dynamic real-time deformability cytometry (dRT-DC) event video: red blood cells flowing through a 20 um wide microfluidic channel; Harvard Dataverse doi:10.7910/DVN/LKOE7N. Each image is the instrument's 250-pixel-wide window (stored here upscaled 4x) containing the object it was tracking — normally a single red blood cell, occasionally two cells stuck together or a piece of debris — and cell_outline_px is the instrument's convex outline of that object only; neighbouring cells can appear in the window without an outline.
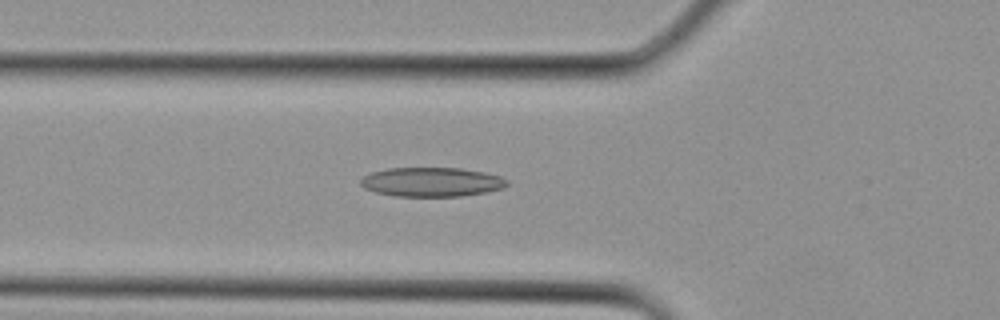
{"species": "Egyptian fruit bat (a non-hibernating species)", "species_latin": "Rousettus aegyptiacus", "temperature_condition": "cold", "stored_images_in_passage": 12, "camera_frame_rate_fps": 3000, "um_per_image_px": 0.085, "animal": {"sex": "female"}, "frame": {"image": 1, "passage_image": 4, "time_ms": 1.0, "image_size_px": [1000, 320], "cell_outline_px": [[508, 184], [504, 188], [484, 192], [460, 196], [396, 196], [376, 192], [364, 188], [360, 184], [360, 180], [364, 176], [372, 172], [388, 168], [460, 168], [484, 172], [500, 176], [508, 180]], "centroid_in_image_um": [36.69, 15.46], "position_along_channel_um": 89.1, "area_um2": 24.85}}
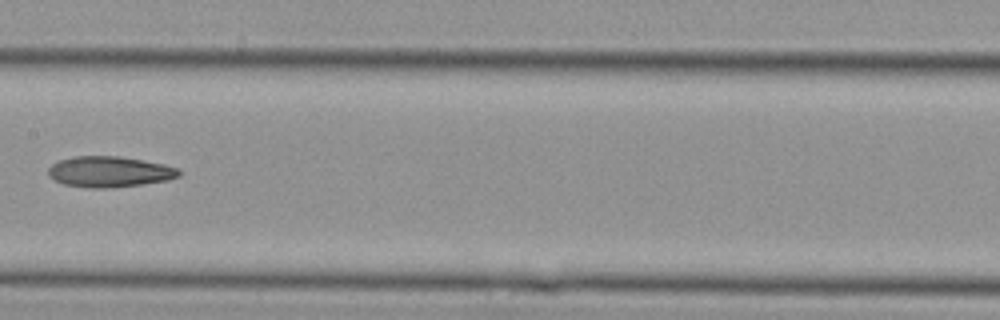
{"frame": {"image": 2, "passage_image": 9, "time_ms": 2.667, "image_size_px": [1000, 320], "cell_outline_px": [[180, 176], [168, 180], [112, 188], [88, 188], [64, 184], [52, 180], [48, 176], [48, 168], [52, 164], [60, 160], [76, 156], [120, 156], [164, 164], [180, 168]], "centroid_in_image_um": [9.3, 14.6], "position_along_channel_um": 198.1, "area_um2": 23.58}}
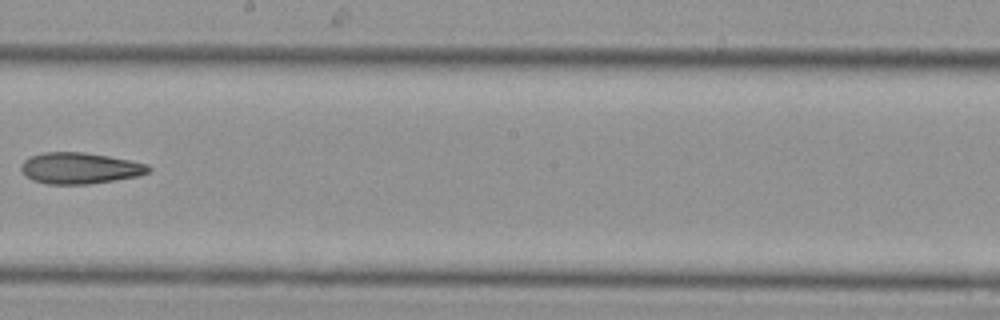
{"frame": {"image": 3, "passage_image": 11, "time_ms": 3.333, "image_size_px": [1000, 320], "cell_outline_px": [[152, 168], [148, 172], [140, 176], [88, 184], [48, 184], [32, 180], [24, 176], [20, 168], [20, 164], [24, 160], [32, 156], [44, 152], [84, 152], [108, 156], [148, 164]], "centroid_in_image_um": [6.76, 14.3], "position_along_channel_um": 241.4, "area_um2": 23.24}}